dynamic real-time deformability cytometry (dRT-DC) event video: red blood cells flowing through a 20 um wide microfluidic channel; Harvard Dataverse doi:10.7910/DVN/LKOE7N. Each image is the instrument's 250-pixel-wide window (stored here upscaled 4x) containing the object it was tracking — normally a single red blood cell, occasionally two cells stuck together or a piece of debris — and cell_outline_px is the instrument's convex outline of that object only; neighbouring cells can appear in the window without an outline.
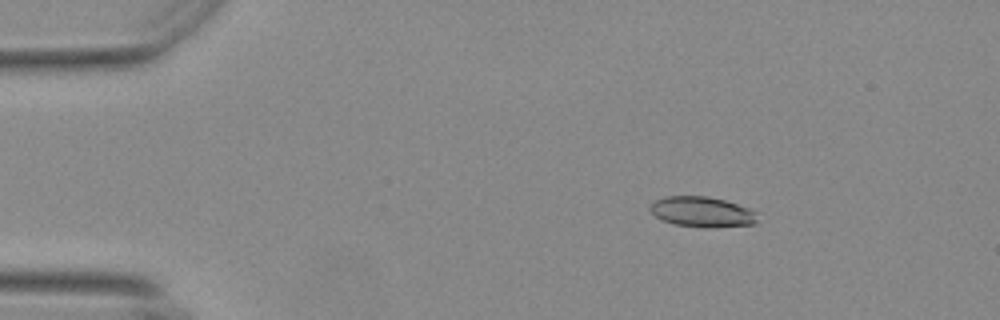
{"species": "Egyptian fruit bat (a non-hibernating species)", "species_latin": "Rousettus aegyptiacus", "temperature_condition": "warm", "stored_images_in_passage": 53, "segment_of_instrument_passage": [1, 2], "camera_frame_rate_fps": 3000, "um_per_image_px": 0.085, "animal": {"sex": "female"}, "frame": {"image": 1, "passage_image": 9, "time_ms": 2.667, "image_size_px": [1000, 320], "cell_outline_px": [[756, 224], [708, 228], [704, 228], [676, 224], [664, 220], [656, 216], [652, 212], [652, 204], [656, 200], [668, 196], [708, 196], [724, 200], [748, 208], [756, 212]], "centroid_in_image_um": [59.72, 18.01], "position_along_channel_um": 25.3, "area_um2": 18.67}}
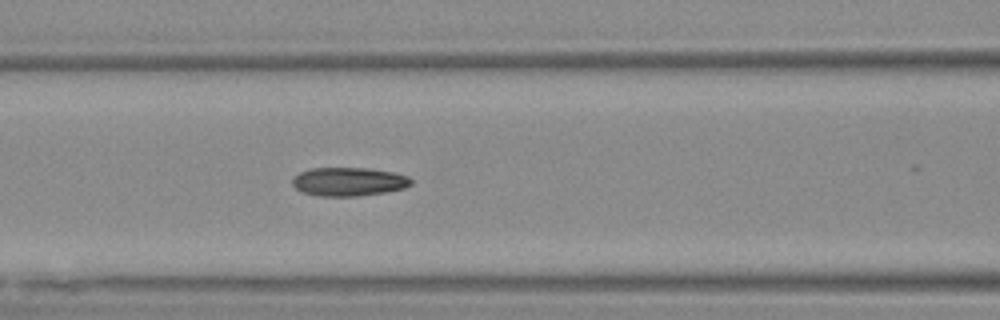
{"frame": {"image": 2, "passage_image": 24, "time_ms": 7.667, "image_size_px": [1000, 320], "cell_outline_px": [[412, 184], [404, 188], [384, 192], [356, 196], [320, 196], [300, 192], [292, 184], [292, 176], [300, 172], [312, 168], [368, 168], [392, 172], [408, 176], [412, 180]], "centroid_in_image_um": [29.6, 15.44], "position_along_channel_um": 137.0, "area_um2": 19.83}}
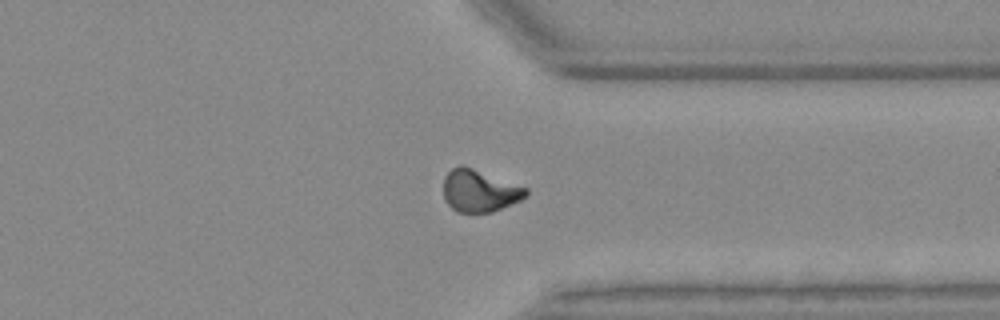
{"frame": {"image": 3, "passage_image": 43, "time_ms": 14.0, "image_size_px": [1000, 320], "cell_outline_px": [[528, 196], [520, 200], [492, 212], [456, 212], [444, 200], [444, 176], [452, 168], [460, 164], [472, 168], [528, 188]], "centroid_in_image_um": [40.75, 16.22], "position_along_channel_um": 370.7, "area_um2": 20.17}}